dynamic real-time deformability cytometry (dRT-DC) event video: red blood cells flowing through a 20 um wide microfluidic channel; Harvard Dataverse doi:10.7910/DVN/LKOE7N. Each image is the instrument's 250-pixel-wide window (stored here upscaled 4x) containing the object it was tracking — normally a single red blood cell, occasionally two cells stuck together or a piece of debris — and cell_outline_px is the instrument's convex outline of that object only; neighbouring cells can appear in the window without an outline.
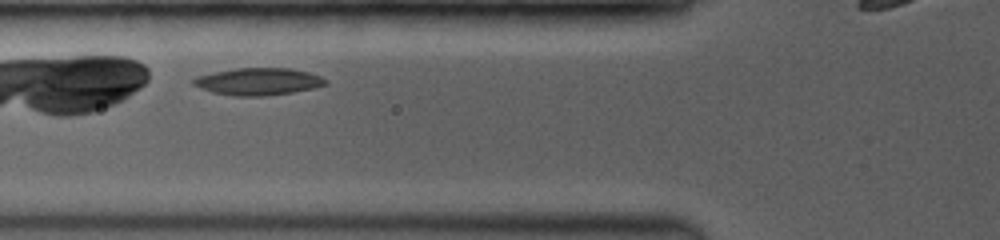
{"species": "common noctule bat (a hibernating species)", "species_latin": "Nyctalus noctula", "temperature_condition": "room temperature", "stored_images_in_passage": 4, "camera_frame_rate_fps": 3500, "um_per_image_px": 0.085, "animal": {"sex": "female", "body_mass_g": 19.0, "forearm_length_mm": 53.3}, "frame": {"image": 1, "passage_image": 2, "time_ms": 0.857, "image_size_px": [1000, 240], "cell_outline_px": [[328, 84], [312, 88], [292, 92], [260, 96], [232, 96], [212, 92], [200, 88], [192, 84], [192, 80], [196, 76], [212, 72], [236, 68], [288, 68], [308, 72], [320, 76], [328, 80]], "centroid_in_image_um": [21.92, 6.92], "position_along_channel_um": 103.9, "area_um2": 20.92}}
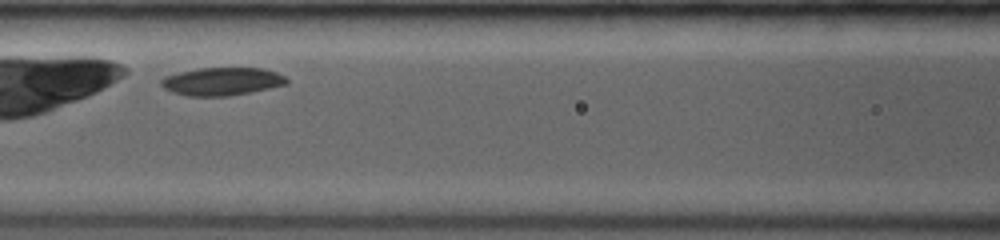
{"frame": {"image": 2, "passage_image": 3, "time_ms": 2.0, "image_size_px": [1000, 240], "cell_outline_px": [[288, 84], [252, 92], [228, 96], [188, 96], [172, 92], [164, 88], [160, 84], [160, 80], [164, 76], [180, 72], [200, 68], [264, 68], [276, 72], [284, 76], [288, 80]], "centroid_in_image_um": [18.87, 6.92], "position_along_channel_um": 147.7, "area_um2": 20.52}}
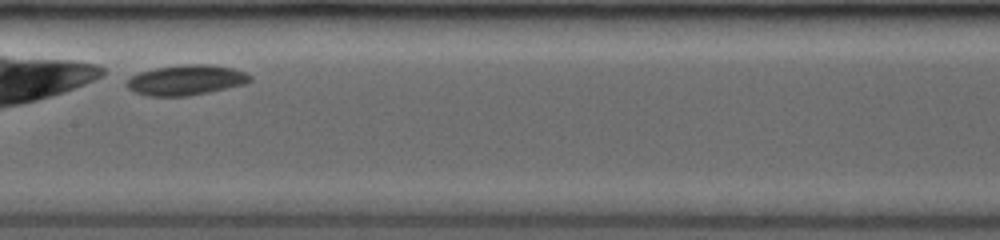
{"frame": {"image": 3, "passage_image": 4, "time_ms": 3.143, "image_size_px": [1000, 240], "cell_outline_px": [[252, 80], [244, 84], [208, 92], [188, 96], [148, 96], [136, 92], [128, 88], [124, 84], [132, 76], [140, 72], [156, 68], [184, 64], [208, 64], [232, 68], [244, 72], [252, 76]], "centroid_in_image_um": [15.81, 6.8], "position_along_channel_um": 191.6, "area_um2": 21.56}}